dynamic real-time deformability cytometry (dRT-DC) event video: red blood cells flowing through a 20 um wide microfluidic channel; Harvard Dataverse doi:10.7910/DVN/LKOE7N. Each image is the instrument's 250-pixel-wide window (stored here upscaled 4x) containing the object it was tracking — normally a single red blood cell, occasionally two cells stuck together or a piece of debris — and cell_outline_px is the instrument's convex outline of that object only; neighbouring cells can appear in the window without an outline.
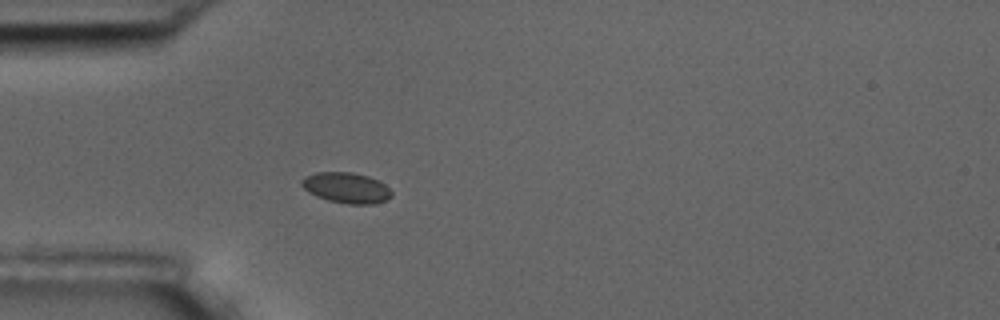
{"species": "common noctule bat (a hibernating species)", "species_latin": "Nyctalus noctula", "temperature_condition": "room temperature", "stored_images_in_passage": 5, "camera_frame_rate_fps": 3000, "um_per_image_px": 0.085, "animal": {"sex": "male", "body_mass_g": 17.5, "forearm_length_mm": 52.3}, "frame": {"image": 1, "passage_image": 5, "time_ms": 4.667, "image_size_px": [1000, 320], "cell_outline_px": [[392, 196], [376, 204], [348, 204], [328, 200], [316, 196], [308, 192], [300, 184], [300, 180], [304, 176], [316, 172], [352, 172], [368, 176], [380, 180], [392, 192]], "centroid_in_image_um": [29.42, 15.95], "position_along_channel_um": 55.6, "area_um2": 16.18}}